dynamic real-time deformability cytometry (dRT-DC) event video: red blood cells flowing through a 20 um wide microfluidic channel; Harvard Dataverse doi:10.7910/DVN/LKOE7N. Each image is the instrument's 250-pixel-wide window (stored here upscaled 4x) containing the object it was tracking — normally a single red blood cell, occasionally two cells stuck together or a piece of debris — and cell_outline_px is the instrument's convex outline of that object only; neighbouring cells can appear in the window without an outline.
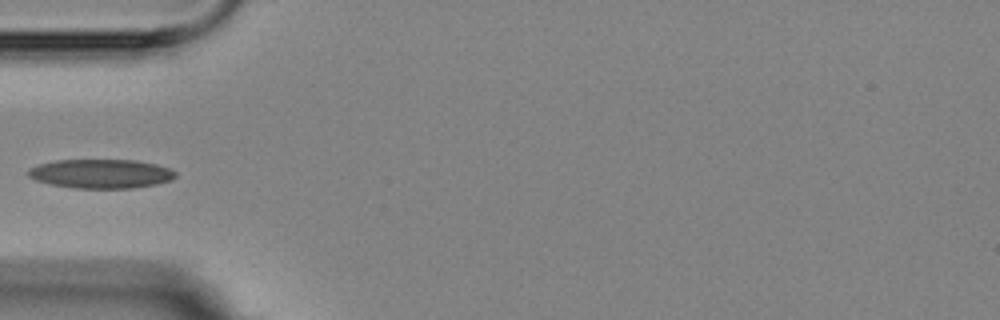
{"species": "Egyptian fruit bat (a non-hibernating species)", "species_latin": "Rousettus aegyptiacus", "temperature_condition": "room temperature", "stored_images_in_passage": 13, "camera_frame_rate_fps": 3000, "um_per_image_px": 0.085, "animal": {"sex": "female"}, "frame": {"image": 1, "passage_image": 2, "time_ms": 1.333, "image_size_px": [1000, 320], "cell_outline_px": [[176, 176], [172, 180], [156, 184], [132, 188], [72, 188], [48, 184], [36, 180], [28, 176], [28, 168], [40, 164], [56, 160], [136, 160], [156, 164], [172, 168], [176, 172]], "centroid_in_image_um": [8.6, 14.77], "position_along_channel_um": 76.4, "area_um2": 25.14}}
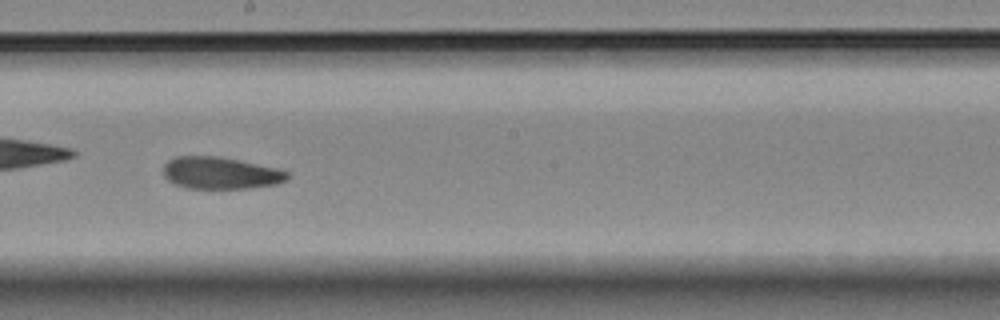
{"frame": {"image": 2, "passage_image": 6, "time_ms": 5.667, "image_size_px": [1000, 320], "cell_outline_px": [[288, 176], [284, 180], [276, 184], [248, 188], [188, 188], [176, 184], [168, 180], [164, 176], [164, 164], [168, 160], [176, 156], [220, 156], [276, 168], [288, 172]], "centroid_in_image_um": [18.7, 14.69], "position_along_channel_um": 229.5, "area_um2": 22.89}}
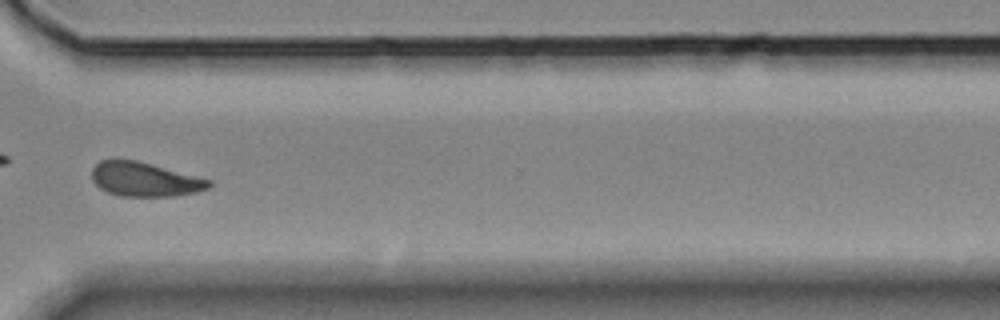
{"frame": {"image": 3, "passage_image": 9, "time_ms": 9.333, "image_size_px": [1000, 320], "cell_outline_px": [[212, 184], [208, 188], [196, 192], [176, 196], [120, 196], [108, 192], [100, 188], [92, 180], [92, 168], [100, 160], [136, 160], [212, 180]], "centroid_in_image_um": [12.3, 15.25], "position_along_channel_um": 358.3, "area_um2": 23.18}, "authors_computed_cell_mechanics": {"area_um2": 23.2934, "velocity_mm_per_s": 3.5244, "shape_relaxation_time_tau1_ms": 7.9351, "shape_relaxation_time_tau2_ms": 5.7876, "deformation_change_tau1": 0.1588, "deformation_change_tau2": 0.1187}}